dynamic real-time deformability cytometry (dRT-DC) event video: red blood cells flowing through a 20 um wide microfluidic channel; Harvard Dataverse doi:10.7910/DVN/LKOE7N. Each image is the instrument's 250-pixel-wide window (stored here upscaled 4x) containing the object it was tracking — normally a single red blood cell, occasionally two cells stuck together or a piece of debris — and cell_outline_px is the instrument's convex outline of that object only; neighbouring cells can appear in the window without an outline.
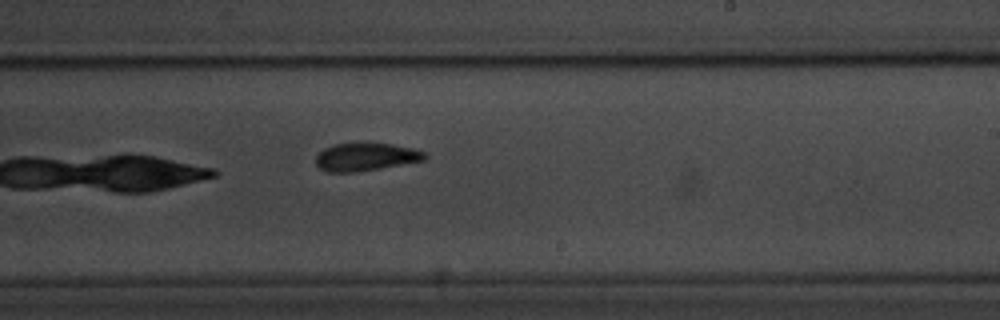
{"species": "common noctule bat (a hibernating species)", "species_latin": "Nyctalus noctula", "temperature_condition": "room temperature", "stored_images_in_passage": 9, "camera_frame_rate_fps": 3000, "um_per_image_px": 0.085, "animal": {"sex": "male", "body_mass_g": 20.1, "forearm_length_mm": 53.5}, "frame": {"image": 1, "passage_image": 9, "time_ms": 10.333, "image_size_px": [1000, 320], "cell_outline_px": [[428, 156], [424, 160], [380, 168], [352, 172], [328, 172], [320, 168], [316, 164], [316, 156], [324, 148], [332, 144], [360, 140], [364, 140], [392, 144], [416, 148], [428, 152]], "centroid_in_image_um": [31.11, 13.27], "position_along_channel_um": 257.9, "area_um2": 18.5}}